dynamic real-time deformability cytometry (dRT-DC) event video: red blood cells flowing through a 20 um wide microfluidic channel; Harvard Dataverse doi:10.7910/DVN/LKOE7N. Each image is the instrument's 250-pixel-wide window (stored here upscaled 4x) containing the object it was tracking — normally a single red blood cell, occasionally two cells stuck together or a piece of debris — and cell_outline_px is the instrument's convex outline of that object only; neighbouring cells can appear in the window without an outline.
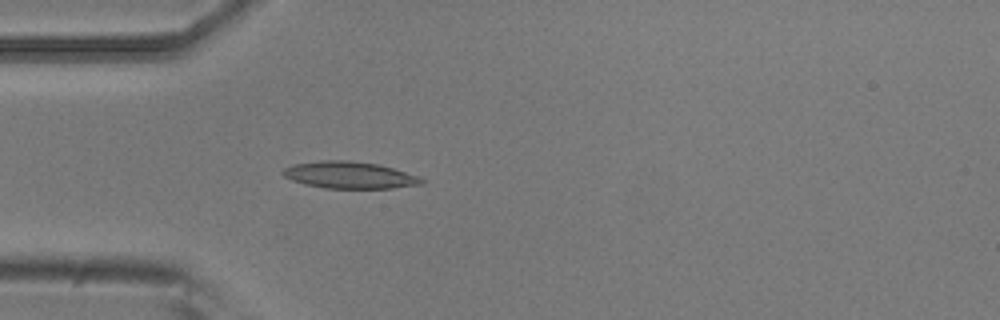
{"species": "common noctule bat (a hibernating species)", "species_latin": "Nyctalus noctula", "temperature_condition": "room temperature", "stored_images_in_passage": 4, "camera_frame_rate_fps": 3000, "um_per_image_px": 0.085, "animal": {"sex": "male", "body_mass_g": 20.5, "forearm_length_mm": 52.5}, "frame": {"image": 1, "passage_image": 4, "time_ms": 1.0, "image_size_px": [1000, 320], "cell_outline_px": [[424, 184], [392, 188], [324, 188], [304, 184], [292, 180], [284, 176], [280, 172], [284, 168], [292, 164], [320, 160], [348, 160], [380, 164], [416, 176], [424, 180]], "centroid_in_image_um": [29.66, 14.87], "position_along_channel_um": 55.3, "area_um2": 21.73}}